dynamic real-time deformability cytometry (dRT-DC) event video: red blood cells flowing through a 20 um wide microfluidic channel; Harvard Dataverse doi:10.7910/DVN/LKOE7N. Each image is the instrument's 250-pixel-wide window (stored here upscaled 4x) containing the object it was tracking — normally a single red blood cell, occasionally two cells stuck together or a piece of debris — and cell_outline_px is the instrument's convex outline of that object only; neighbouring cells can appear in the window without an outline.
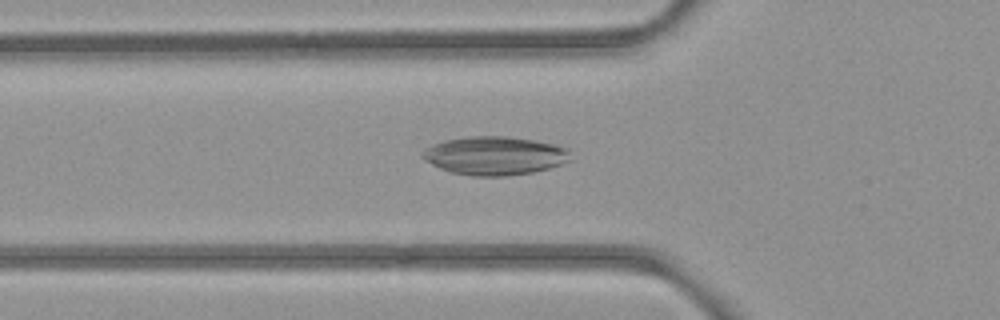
{"species": "common noctule bat (a hibernating species)", "species_latin": "Nyctalus noctula", "temperature_condition": "room temperature", "stored_images_in_passage": 51, "camera_frame_rate_fps": 3000, "um_per_image_px": 0.085, "animal": {"sex": "female", "body_mass_g": 21.9}, "frame": {"image": 1, "passage_image": 17, "time_ms": 5.333, "image_size_px": [1000, 320], "cell_outline_px": [[572, 160], [548, 168], [532, 172], [508, 176], [472, 176], [452, 172], [440, 168], [424, 160], [420, 156], [432, 144], [444, 140], [468, 136], [508, 136], [536, 140], [556, 144], [568, 148]], "centroid_in_image_um": [42.08, 13.22], "position_along_channel_um": 83.7, "area_um2": 33.35}}
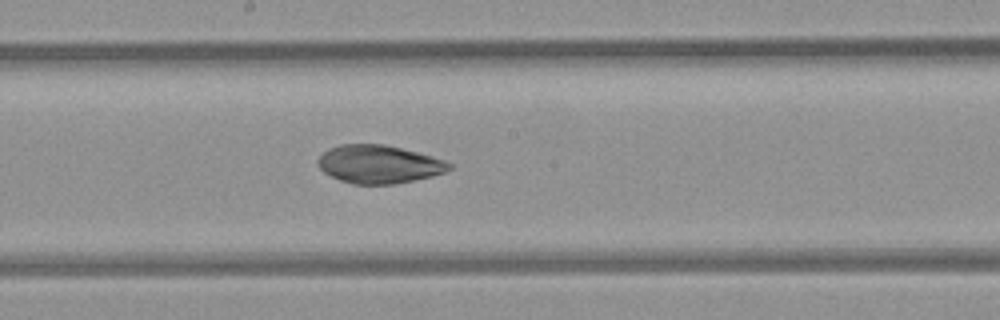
{"frame": {"image": 2, "passage_image": 27, "time_ms": 8.667, "image_size_px": [1000, 320], "cell_outline_px": [[452, 168], [444, 172], [432, 176], [392, 184], [352, 184], [340, 180], [324, 172], [316, 164], [316, 160], [328, 148], [340, 144], [384, 144], [432, 156], [444, 160], [452, 164]], "centroid_in_image_um": [32.18, 13.95], "position_along_channel_um": 216.0, "area_um2": 29.07}}
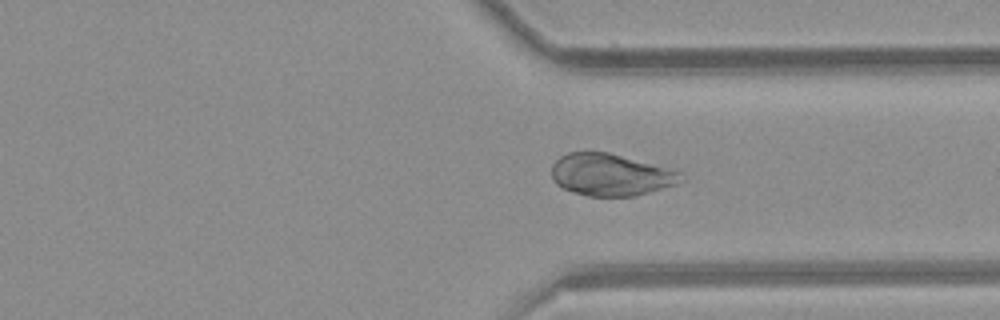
{"frame": {"image": 3, "passage_image": 38, "time_ms": 12.333, "image_size_px": [1000, 320], "cell_outline_px": [[688, 180], [676, 184], [636, 196], [588, 196], [564, 188], [556, 184], [552, 180], [552, 164], [560, 156], [568, 152], [608, 152], [676, 168], [684, 172], [688, 176]], "centroid_in_image_um": [52.03, 14.84], "position_along_channel_um": 359.4, "area_um2": 32.43}}